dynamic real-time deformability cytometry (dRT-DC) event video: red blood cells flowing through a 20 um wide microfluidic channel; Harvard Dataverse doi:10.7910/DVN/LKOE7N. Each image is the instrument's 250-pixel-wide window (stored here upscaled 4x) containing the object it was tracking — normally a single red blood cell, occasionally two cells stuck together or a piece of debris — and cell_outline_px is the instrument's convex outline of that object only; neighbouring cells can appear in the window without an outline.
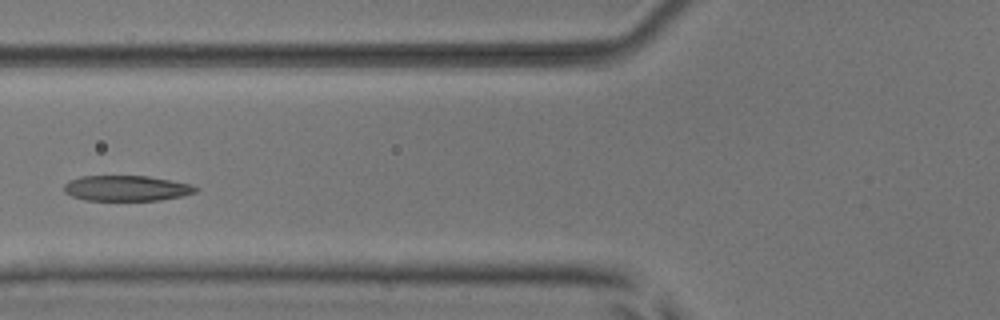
{"species": "common noctule bat (a hibernating species)", "species_latin": "Nyctalus noctula", "temperature_condition": "room temperature", "stored_images_in_passage": 5, "camera_frame_rate_fps": 3000, "um_per_image_px": 0.085, "animal": {"sex": "male", "body_mass_g": 17.9, "forearm_length_mm": 54.2}, "frame": {"image": 1, "passage_image": 4, "time_ms": 1.0, "image_size_px": [1000, 320], "cell_outline_px": [[200, 188], [196, 192], [180, 196], [160, 200], [84, 200], [72, 196], [64, 192], [64, 184], [68, 180], [80, 176], [148, 176], [172, 180], [192, 184]], "centroid_in_image_um": [10.75, 15.99], "position_along_channel_um": 115.1, "area_um2": 19.65}}
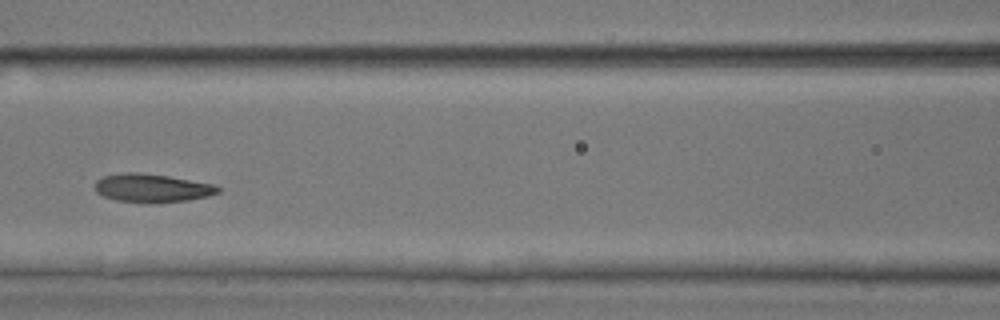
{"frame": {"image": 2, "passage_image": 5, "time_ms": 1.333, "image_size_px": [1000, 320], "cell_outline_px": [[220, 192], [208, 196], [188, 200], [156, 204], [144, 204], [116, 200], [104, 196], [96, 192], [96, 180], [104, 176], [124, 172], [136, 172], [168, 176], [212, 184], [220, 188]], "centroid_in_image_um": [12.91, 16.0], "position_along_channel_um": 153.7, "area_um2": 20.52}}